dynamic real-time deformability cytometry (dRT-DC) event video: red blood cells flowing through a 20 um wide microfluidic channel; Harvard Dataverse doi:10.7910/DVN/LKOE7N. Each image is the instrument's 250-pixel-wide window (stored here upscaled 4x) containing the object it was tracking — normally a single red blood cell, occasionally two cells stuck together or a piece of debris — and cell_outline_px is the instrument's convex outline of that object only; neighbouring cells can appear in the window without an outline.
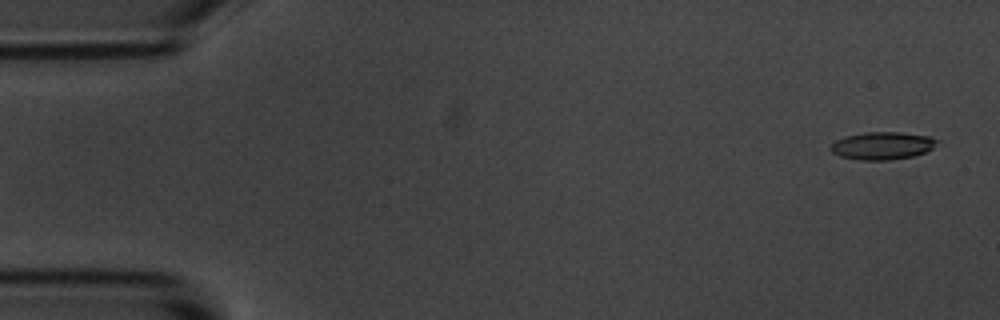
{"species": "common noctule bat (a hibernating species)", "species_latin": "Nyctalus noctula", "temperature_condition": "room temperature", "stored_images_in_passage": 6, "camera_frame_rate_fps": 3000, "um_per_image_px": 0.085, "animal": {"sex": "male", "body_mass_g": 20.1, "forearm_length_mm": 53.5}, "frame": {"image": 1, "passage_image": 1, "time_ms": 0.0, "image_size_px": [1000, 320], "cell_outline_px": [[940, 140], [932, 148], [924, 152], [912, 156], [888, 160], [860, 160], [840, 156], [832, 152], [828, 148], [836, 140], [844, 136], [864, 132], [900, 132], [928, 136]], "centroid_in_image_um": [74.97, 12.38], "position_along_channel_um": 10.0, "area_um2": 17.11}}
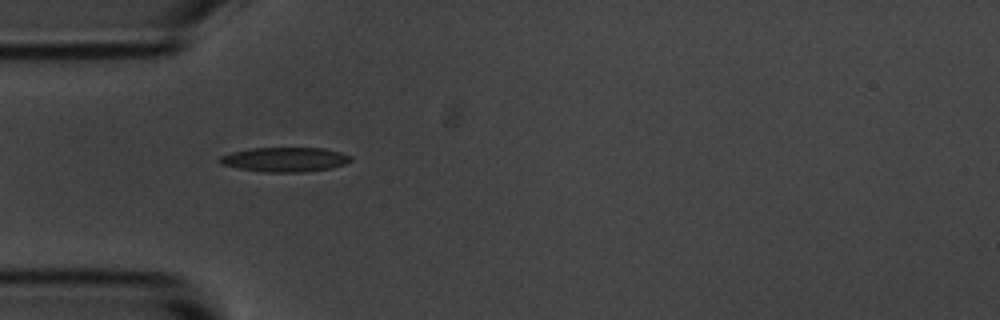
{"frame": {"image": 2, "passage_image": 5, "time_ms": 4.667, "image_size_px": [1000, 320], "cell_outline_px": [[352, 160], [344, 164], [332, 168], [304, 172], [264, 172], [240, 168], [220, 164], [216, 160], [220, 156], [232, 152], [252, 148], [324, 148], [340, 152], [352, 156]], "centroid_in_image_um": [24.22, 13.56], "position_along_channel_um": 60.8, "area_um2": 18.73}}